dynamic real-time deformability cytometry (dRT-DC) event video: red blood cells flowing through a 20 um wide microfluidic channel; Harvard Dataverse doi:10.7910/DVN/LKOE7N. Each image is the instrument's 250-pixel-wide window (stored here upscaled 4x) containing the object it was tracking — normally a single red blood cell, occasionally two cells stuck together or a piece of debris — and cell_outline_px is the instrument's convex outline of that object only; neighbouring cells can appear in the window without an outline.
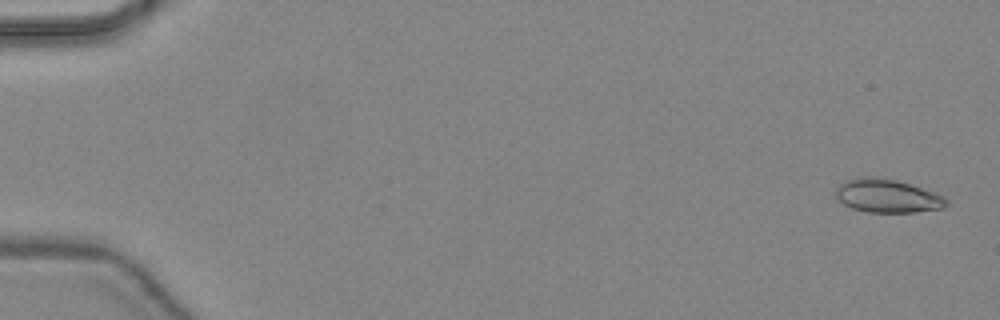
{"species": "common noctule bat (a hibernating species)", "species_latin": "Nyctalus noctula", "temperature_condition": "warm", "stored_images_in_passage": 47, "camera_frame_rate_fps": 3000, "um_per_image_px": 0.085, "animal": {"sex": "female", "body_mass_g": 24.6, "forearm_length_mm": 56.2}, "frame": {"image": 1, "passage_image": 2, "time_ms": 0.333, "image_size_px": [1000, 320], "cell_outline_px": [[948, 204], [944, 208], [916, 212], [868, 212], [852, 208], [836, 200], [836, 188], [844, 180], [860, 176], [872, 176], [896, 180], [936, 192], [944, 196], [948, 200]], "centroid_in_image_um": [75.42, 16.64], "position_along_channel_um": 9.6, "area_um2": 21.79}}
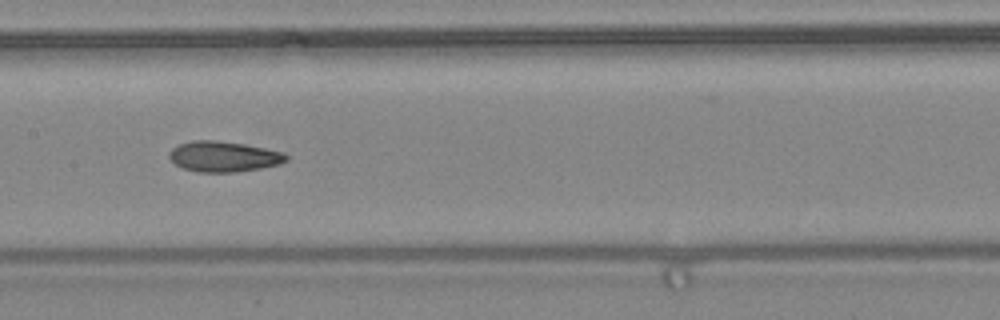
{"frame": {"image": 2, "passage_image": 25, "time_ms": 8.0, "image_size_px": [1000, 320], "cell_outline_px": [[288, 160], [280, 164], [260, 168], [236, 172], [196, 172], [184, 168], [176, 164], [168, 156], [168, 152], [172, 148], [180, 144], [192, 140], [216, 140], [244, 144], [284, 152], [288, 156]], "centroid_in_image_um": [19.01, 13.3], "position_along_channel_um": 188.4, "area_um2": 20.81}}
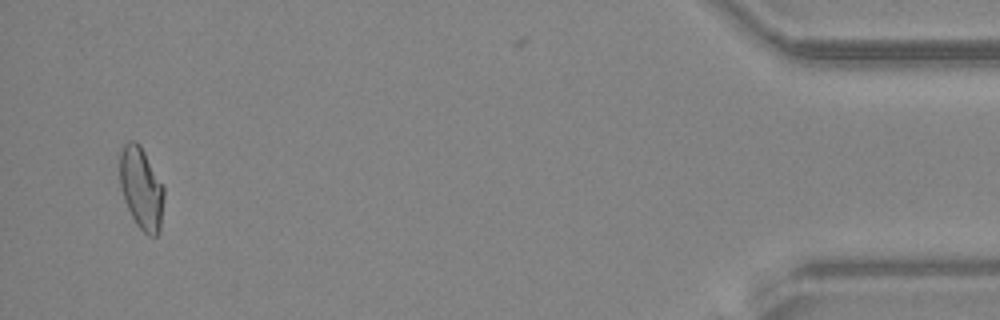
{"frame": {"image": 3, "passage_image": 46, "time_ms": 15.0, "image_size_px": [1000, 320], "cell_outline_px": [[164, 196], [160, 232], [156, 236], [148, 236], [136, 224], [124, 200], [120, 184], [120, 152], [124, 144], [132, 140], [136, 140], [140, 144], [164, 188]], "centroid_in_image_um": [12.01, 16.02], "position_along_channel_um": 423.2, "area_um2": 21.04}, "authors_computed_cell_mechanics": {"area_um2": 20.6924, "velocity_mm_per_s": 4.4594, "shape_relaxation_time_tau1_ms": null, "shape_relaxation_time_tau2_ms": 3.833, "deformation_change_tau1": null, "deformation_change_tau2": 0.1082}}